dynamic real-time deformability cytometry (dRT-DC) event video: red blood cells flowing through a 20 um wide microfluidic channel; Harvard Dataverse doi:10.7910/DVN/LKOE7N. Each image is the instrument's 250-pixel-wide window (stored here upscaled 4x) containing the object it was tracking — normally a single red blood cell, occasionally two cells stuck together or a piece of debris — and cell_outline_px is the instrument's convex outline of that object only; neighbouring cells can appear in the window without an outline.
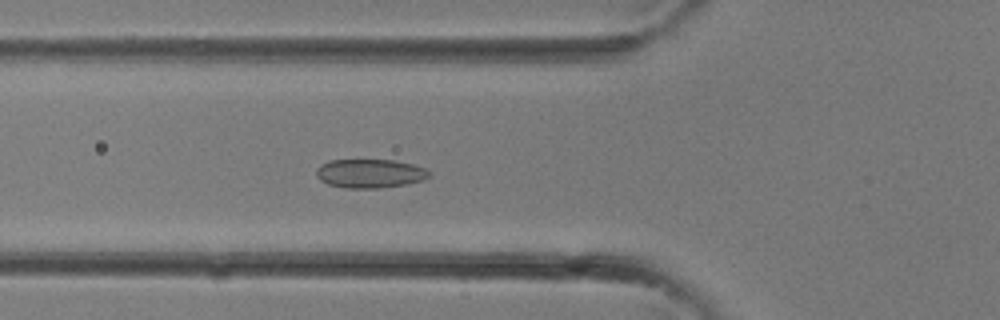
{"species": "common noctule bat (a hibernating species)", "species_latin": "Nyctalus noctula", "temperature_condition": "room temperature", "stored_images_in_passage": 24, "camera_frame_rate_fps": 3000, "um_per_image_px": 0.085, "animal": {"sex": "female"}, "frame": {"image": 1, "passage_image": 3, "time_ms": 0.667, "image_size_px": [1000, 320], "cell_outline_px": [[432, 176], [424, 180], [408, 184], [380, 188], [344, 188], [328, 184], [320, 180], [316, 176], [316, 168], [320, 164], [328, 160], [392, 160], [412, 164], [428, 168], [432, 172]], "centroid_in_image_um": [31.48, 14.75], "position_along_channel_um": 94.3, "area_um2": 19.36}}
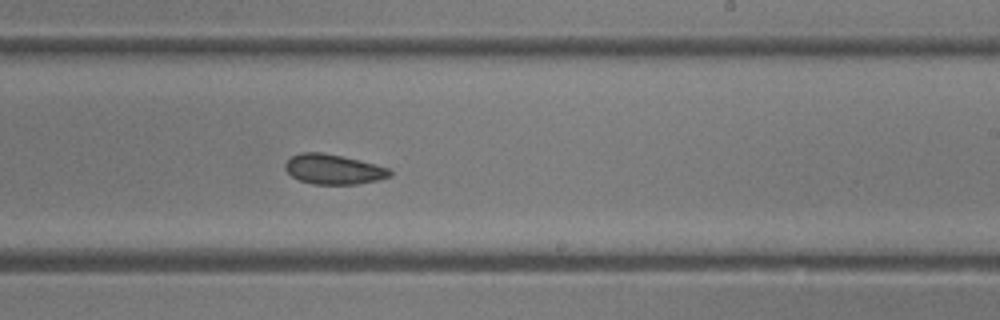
{"frame": {"image": 2, "passage_image": 11, "time_ms": 3.333, "image_size_px": [1000, 320], "cell_outline_px": [[392, 176], [376, 180], [356, 184], [312, 184], [300, 180], [292, 176], [284, 168], [284, 164], [292, 156], [300, 152], [320, 152], [360, 160], [388, 168], [392, 172]], "centroid_in_image_um": [28.33, 14.39], "position_along_channel_um": 260.7, "area_um2": 18.09}}
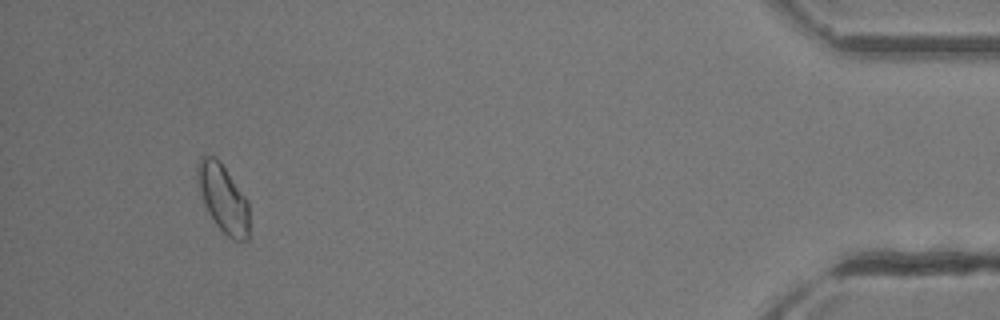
{"frame": {"image": 3, "passage_image": 22, "time_ms": 7.0, "image_size_px": [1000, 320], "cell_outline_px": [[248, 240], [232, 240], [216, 224], [208, 212], [204, 204], [196, 180], [196, 164], [200, 156], [216, 156], [220, 160], [248, 200]], "centroid_in_image_um": [18.94, 16.8], "position_along_channel_um": 416.3, "area_um2": 20.63}}